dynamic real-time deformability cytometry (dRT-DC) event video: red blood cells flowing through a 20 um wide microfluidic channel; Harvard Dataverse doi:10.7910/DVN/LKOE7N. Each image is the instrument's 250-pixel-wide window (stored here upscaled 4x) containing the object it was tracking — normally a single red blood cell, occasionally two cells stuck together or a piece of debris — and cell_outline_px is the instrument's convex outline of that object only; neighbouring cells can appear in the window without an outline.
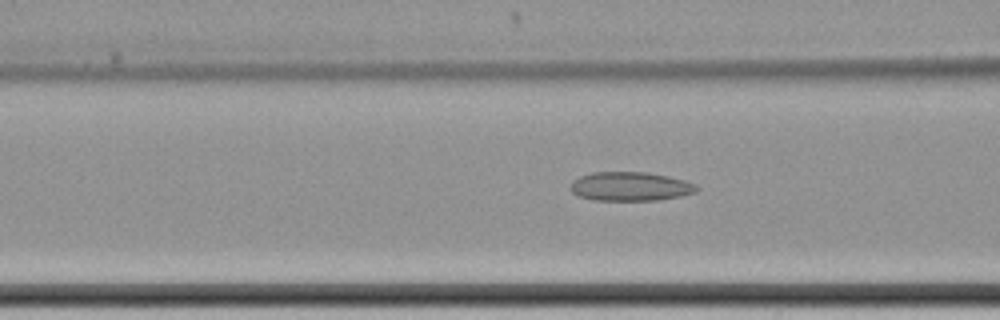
{"species": "common noctule bat (a hibernating species)", "species_latin": "Nyctalus noctula", "temperature_condition": "cold", "stored_images_in_passage": 57, "camera_frame_rate_fps": 3000, "um_per_image_px": 0.085, "animal": {"sex": "female", "body_mass_g": 22.7, "forearm_length_mm": 54.2}, "frame": {"image": 1, "passage_image": 22, "time_ms": 7.0, "image_size_px": [1000, 320], "cell_outline_px": [[700, 188], [696, 192], [680, 196], [656, 200], [592, 200], [576, 196], [572, 192], [572, 180], [580, 176], [592, 172], [648, 172], [668, 176], [684, 180], [696, 184]], "centroid_in_image_um": [53.58, 15.84], "position_along_channel_um": 113.0, "area_um2": 21.39}}
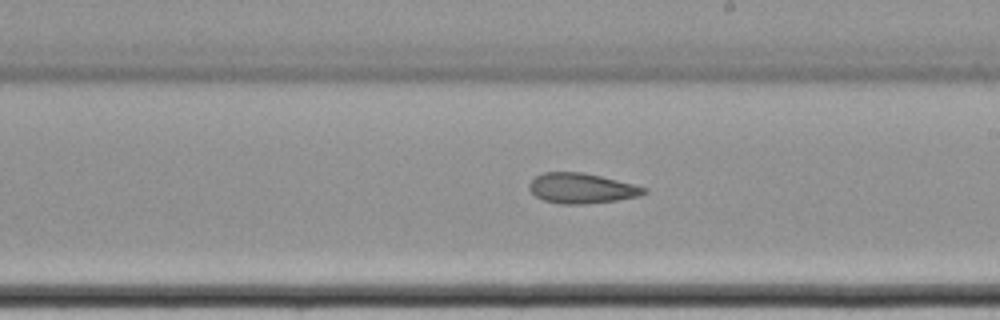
{"frame": {"image": 2, "passage_image": 33, "time_ms": 10.667, "image_size_px": [1000, 320], "cell_outline_px": [[648, 192], [640, 196], [616, 200], [584, 204], [560, 204], [544, 200], [536, 196], [528, 188], [528, 184], [536, 176], [544, 172], [584, 172], [648, 188]], "centroid_in_image_um": [49.43, 16.0], "position_along_channel_um": 239.6, "area_um2": 20.11}}
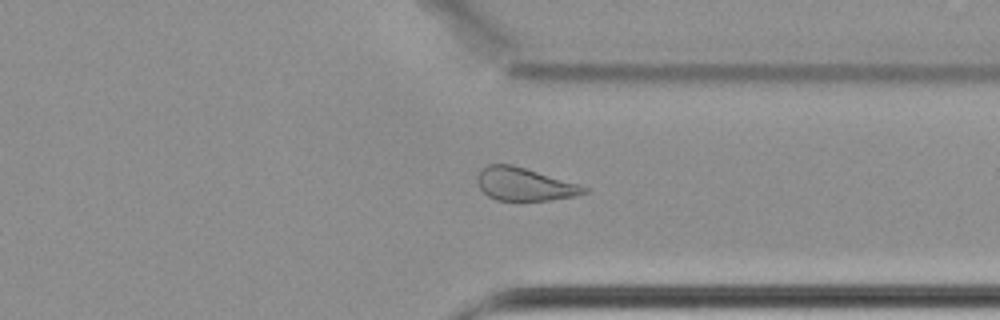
{"frame": {"image": 3, "passage_image": 44, "time_ms": 14.333, "image_size_px": [1000, 320], "cell_outline_px": [[588, 192], [576, 196], [552, 200], [496, 200], [488, 196], [480, 188], [476, 180], [476, 176], [488, 164], [512, 164], [576, 184], [588, 188]], "centroid_in_image_um": [44.55, 15.67], "position_along_channel_um": 366.9, "area_um2": 20.17}, "authors_computed_cell_mechanics": {"area_um2": 22.253, "velocity_mm_per_s": 3.4504, "shape_relaxation_time_tau1_ms": null, "shape_relaxation_time_tau2_ms": 3.8963, "deformation_change_tau1": null, "deformation_change_tau2": 0.0904}}